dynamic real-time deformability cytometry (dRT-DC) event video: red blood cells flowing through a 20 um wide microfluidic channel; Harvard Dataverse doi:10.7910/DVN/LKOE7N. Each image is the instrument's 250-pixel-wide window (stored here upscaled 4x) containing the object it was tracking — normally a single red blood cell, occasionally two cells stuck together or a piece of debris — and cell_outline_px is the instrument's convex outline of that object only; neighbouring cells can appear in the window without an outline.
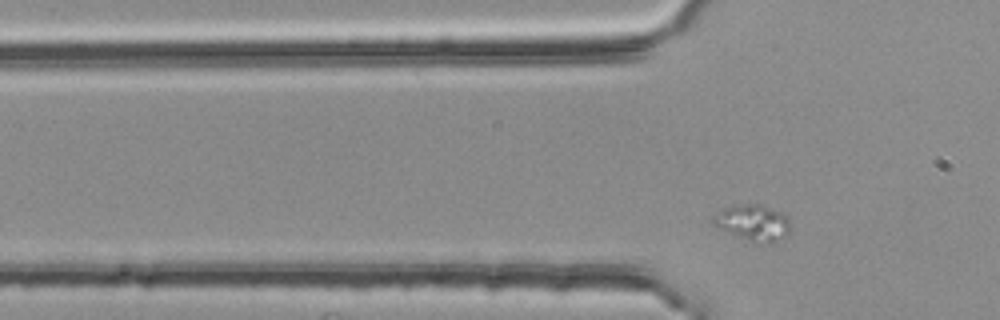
{"species": "common noctule bat (a hibernating species)", "species_latin": "Nyctalus noctula", "temperature_condition": "room temperature", "stored_images_in_passage": 4, "camera_frame_rate_fps": 3000, "um_per_image_px": 0.085, "animal": {"sex": "female", "body_mass_g": 25.1}, "frame": {"image": 1, "passage_image": 4, "time_ms": 1.0, "image_size_px": [1000, 320], "cell_outline_px": [[792, 228], [788, 236], [768, 244], [756, 244], [720, 228], [712, 224], [712, 216], [724, 208], [744, 204], [764, 204], [788, 212]], "centroid_in_image_um": [64.13, 18.92], "position_along_channel_um": 61.7, "area_um2": 16.94}}